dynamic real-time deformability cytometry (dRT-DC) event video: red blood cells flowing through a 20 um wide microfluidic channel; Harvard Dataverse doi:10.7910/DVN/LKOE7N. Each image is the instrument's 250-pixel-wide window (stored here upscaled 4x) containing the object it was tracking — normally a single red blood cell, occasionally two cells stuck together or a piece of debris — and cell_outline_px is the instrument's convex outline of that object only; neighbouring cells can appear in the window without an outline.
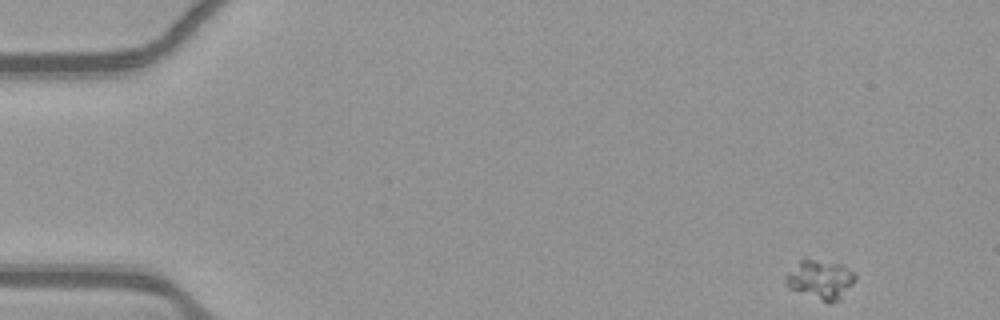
{"species": "common noctule bat (a hibernating species)", "species_latin": "Nyctalus noctula", "temperature_condition": "warm", "stored_images_in_passage": 51, "camera_frame_rate_fps": 3000, "um_per_image_px": 0.085, "animal": {"sex": "female", "body_mass_g": 21.9}, "frame": {"image": 1, "passage_image": 1, "time_ms": 0.0, "image_size_px": [1000, 320], "cell_outline_px": [[856, 280], [840, 300], [832, 304], [828, 304], [788, 288], [784, 276], [804, 256], [844, 264], [856, 272]], "centroid_in_image_um": [69.76, 23.74], "position_along_channel_um": 15.2, "area_um2": 16.65}}
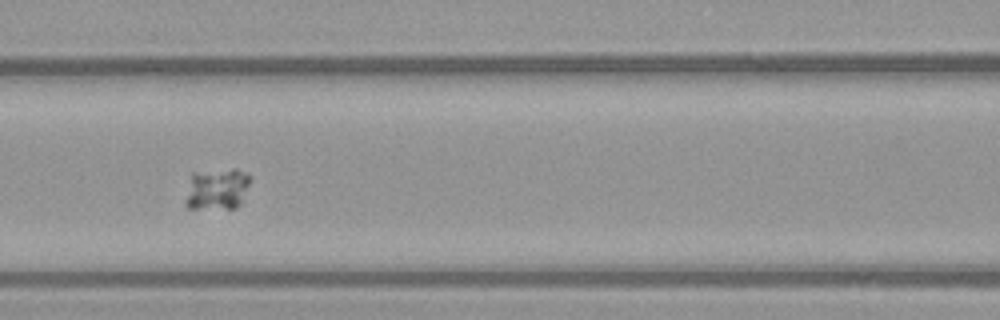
{"frame": {"image": 2, "passage_image": 21, "time_ms": 6.667, "image_size_px": [1000, 320], "cell_outline_px": [[252, 176], [240, 204], [236, 208], [188, 208], [184, 204], [184, 200], [192, 172], [232, 168], [236, 168], [248, 172]], "centroid_in_image_um": [18.45, 16.03], "position_along_channel_um": 148.2, "area_um2": 16.01}}
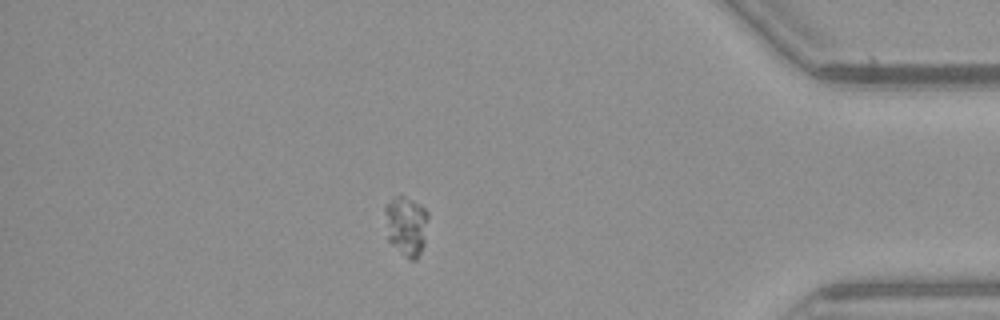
{"frame": {"image": 3, "passage_image": 44, "time_ms": 14.333, "image_size_px": [1000, 320], "cell_outline_px": [[428, 216], [424, 244], [416, 260], [408, 260], [388, 240], [384, 212], [384, 208], [396, 196], [404, 196], [412, 200], [424, 208], [428, 212]], "centroid_in_image_um": [34.53, 19.21], "position_along_channel_um": 400.7, "area_um2": 14.85}}